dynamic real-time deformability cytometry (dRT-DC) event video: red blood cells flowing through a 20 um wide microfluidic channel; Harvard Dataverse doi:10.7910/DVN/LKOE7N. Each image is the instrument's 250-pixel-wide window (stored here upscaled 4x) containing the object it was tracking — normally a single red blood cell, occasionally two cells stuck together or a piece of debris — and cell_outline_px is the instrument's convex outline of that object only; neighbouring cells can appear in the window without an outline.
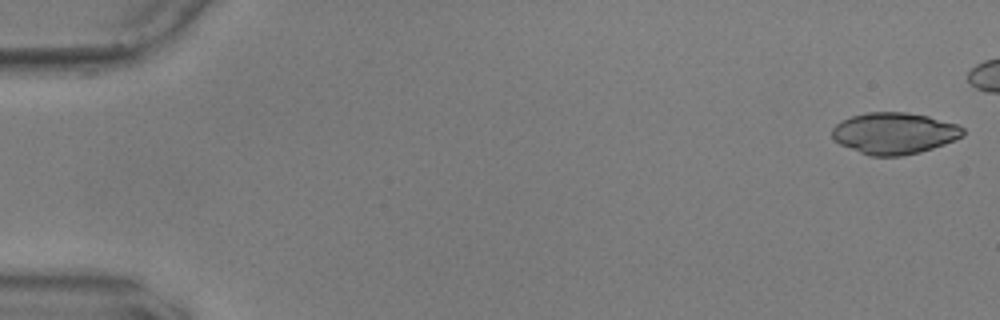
{"species": "common noctule bat (a hibernating species)", "species_latin": "Nyctalus noctula", "temperature_condition": "warm", "stored_images_in_passage": 27, "camera_frame_rate_fps": 3000, "um_per_image_px": 0.085, "animal": {"sex": "male", "body_mass_g": 17.9, "forearm_length_mm": 54.2}, "frame": {"image": 1, "passage_image": 1, "time_ms": 0.0, "image_size_px": [1000, 320], "cell_outline_px": [[964, 136], [944, 144], [920, 152], [900, 156], [872, 156], [860, 152], [840, 144], [832, 136], [832, 128], [840, 120], [852, 116], [868, 112], [904, 112], [928, 116], [960, 124], [964, 128]], "centroid_in_image_um": [76.04, 11.32], "position_along_channel_um": 9.0, "area_um2": 31.67}}